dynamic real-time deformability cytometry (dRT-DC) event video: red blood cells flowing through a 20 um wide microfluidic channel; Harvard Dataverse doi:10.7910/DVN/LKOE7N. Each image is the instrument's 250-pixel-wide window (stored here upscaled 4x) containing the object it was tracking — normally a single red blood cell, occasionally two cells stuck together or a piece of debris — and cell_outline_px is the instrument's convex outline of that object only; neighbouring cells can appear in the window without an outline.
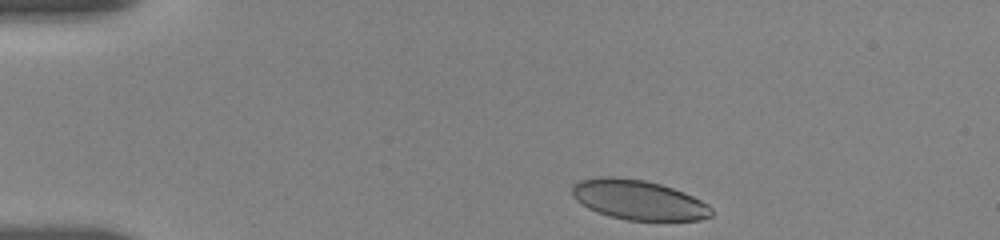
{"species": "human", "species_latin": "Homo sapiens", "temperature_condition": "room temperature", "stored_images_in_passage": 2, "camera_frame_rate_fps": 3000, "um_per_image_px": 0.085, "donor": {"sex": "female"}, "frame": {"image": 1, "passage_image": 1, "time_ms": 0.0, "image_size_px": [1000, 240], "cell_outline_px": [[712, 216], [700, 220], [628, 220], [608, 216], [596, 212], [588, 208], [576, 200], [572, 196], [572, 184], [580, 180], [600, 176], [616, 176], [644, 180], [660, 184], [684, 192], [708, 204], [712, 208]], "centroid_in_image_um": [54.24, 16.98], "position_along_channel_um": 30.8, "area_um2": 32.43}}